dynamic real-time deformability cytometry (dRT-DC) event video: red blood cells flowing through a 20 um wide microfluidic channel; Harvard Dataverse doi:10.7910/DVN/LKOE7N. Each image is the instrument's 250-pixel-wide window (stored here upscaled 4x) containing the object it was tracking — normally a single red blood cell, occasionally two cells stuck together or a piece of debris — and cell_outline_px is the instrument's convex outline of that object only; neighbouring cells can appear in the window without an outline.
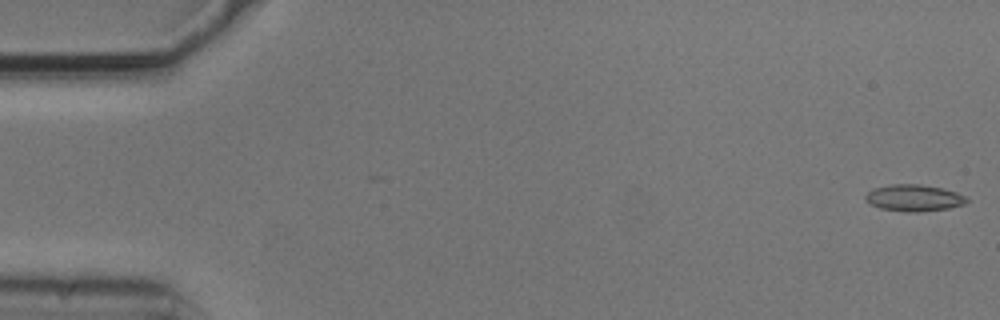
{"species": "common noctule bat (a hibernating species)", "species_latin": "Nyctalus noctula", "temperature_condition": "cold", "stored_images_in_passage": 11, "camera_frame_rate_fps": 3000, "um_per_image_px": 0.085, "animal": {"sex": "male", "body_mass_g": 20.5, "forearm_length_mm": 52.5}, "frame": {"image": 1, "passage_image": 1, "time_ms": 0.0, "image_size_px": [1000, 320], "cell_outline_px": [[968, 200], [964, 204], [948, 208], [916, 212], [904, 212], [880, 208], [864, 200], [864, 196], [872, 188], [892, 184], [920, 184], [944, 188], [956, 192], [964, 196]], "centroid_in_image_um": [77.65, 16.81], "position_along_channel_um": 7.3, "area_um2": 15.72}}